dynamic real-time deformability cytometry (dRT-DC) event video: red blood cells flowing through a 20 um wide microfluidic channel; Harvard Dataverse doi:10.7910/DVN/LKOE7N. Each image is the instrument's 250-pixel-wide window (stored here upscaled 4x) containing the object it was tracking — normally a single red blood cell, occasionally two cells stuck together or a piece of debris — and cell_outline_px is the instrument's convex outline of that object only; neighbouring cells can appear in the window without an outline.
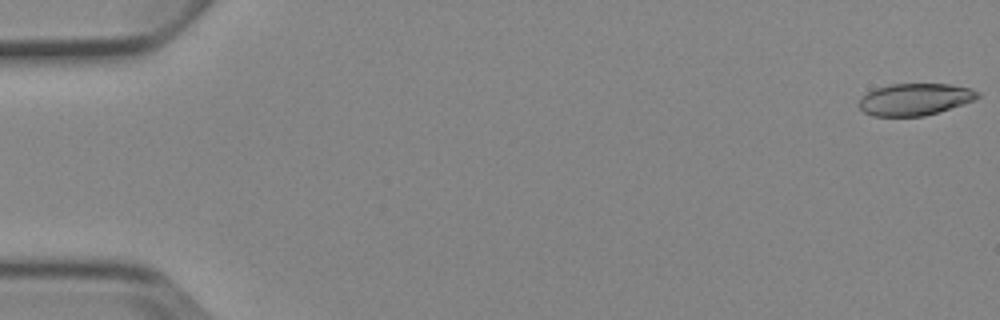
{"species": "Egyptian fruit bat (a non-hibernating species)", "species_latin": "Rousettus aegyptiacus", "temperature_condition": "cold", "stored_images_in_passage": 6, "camera_frame_rate_fps": 3000, "um_per_image_px": 0.085, "animal": {"sex": "female"}, "frame": {"image": 1, "passage_image": 1, "time_ms": 0.0, "image_size_px": [1000, 320], "cell_outline_px": [[980, 96], [976, 100], [964, 104], [924, 116], [872, 116], [864, 112], [860, 108], [860, 100], [868, 92], [876, 88], [892, 84], [948, 84], [972, 88], [980, 92]], "centroid_in_image_um": [77.82, 8.44], "position_along_channel_um": 7.2, "area_um2": 22.02}}
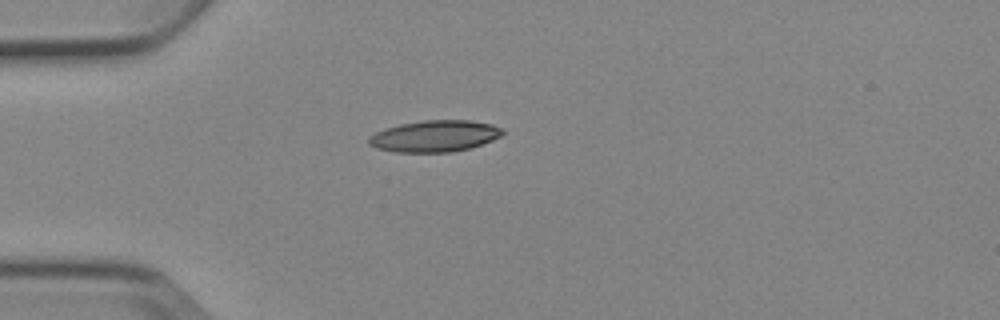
{"frame": {"image": 2, "passage_image": 5, "time_ms": 4.667, "image_size_px": [1000, 320], "cell_outline_px": [[504, 132], [500, 136], [492, 140], [468, 148], [452, 152], [396, 152], [376, 148], [368, 144], [368, 136], [384, 128], [400, 124], [424, 120], [468, 120], [492, 124], [500, 128]], "centroid_in_image_um": [36.9, 11.56], "position_along_channel_um": 48.1, "area_um2": 24.45}}